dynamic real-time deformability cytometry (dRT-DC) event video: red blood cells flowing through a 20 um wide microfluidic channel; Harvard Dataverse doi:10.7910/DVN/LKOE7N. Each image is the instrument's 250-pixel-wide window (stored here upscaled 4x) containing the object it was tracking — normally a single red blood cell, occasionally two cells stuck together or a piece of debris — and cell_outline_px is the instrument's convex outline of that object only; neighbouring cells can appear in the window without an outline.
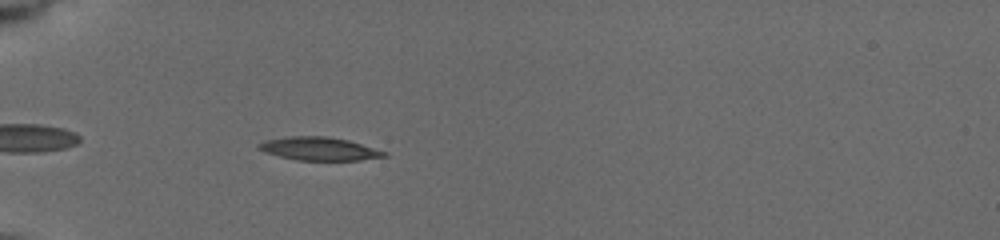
{"species": "common noctule bat (a hibernating species)", "species_latin": "Nyctalus noctula", "temperature_condition": "cold", "stored_images_in_passage": 2, "camera_frame_rate_fps": 3000, "um_per_image_px": 0.085, "animal": {"sex": "female", "body_mass_g": 19.5, "forearm_length_mm": 54.1}, "frame": {"image": 1, "passage_image": 2, "time_ms": 0.667, "image_size_px": [1000, 240], "cell_outline_px": [[388, 156], [360, 160], [296, 160], [264, 152], [256, 148], [256, 144], [264, 140], [288, 136], [324, 136], [348, 140], [388, 152]], "centroid_in_image_um": [27.1, 12.64], "position_along_channel_um": 57.9, "area_um2": 17.05}}